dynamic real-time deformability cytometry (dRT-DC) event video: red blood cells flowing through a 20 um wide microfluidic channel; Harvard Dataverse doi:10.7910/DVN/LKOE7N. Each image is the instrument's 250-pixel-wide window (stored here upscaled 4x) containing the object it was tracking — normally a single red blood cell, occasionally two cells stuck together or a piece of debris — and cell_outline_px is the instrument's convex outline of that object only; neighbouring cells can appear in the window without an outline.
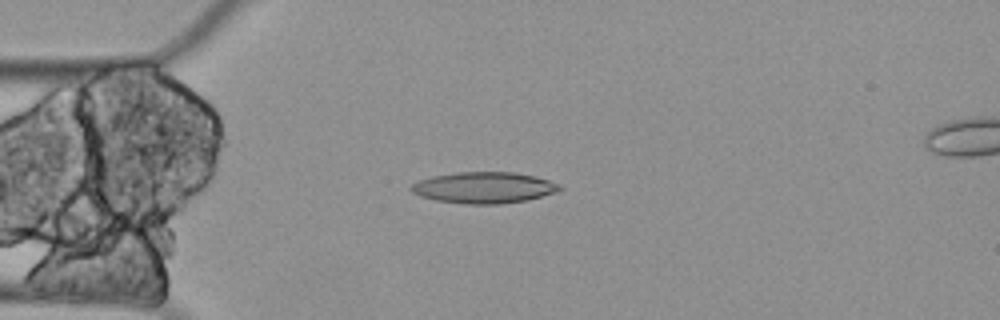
{"species": "Egyptian fruit bat (a non-hibernating species)", "species_latin": "Rousettus aegyptiacus", "temperature_condition": "cold", "stored_images_in_passage": 3, "camera_frame_rate_fps": 3000, "um_per_image_px": 0.085, "animal": {"sex": "female"}, "frame": {"image": 1, "passage_image": 2, "time_ms": 0.333, "image_size_px": [1000, 320], "cell_outline_px": [[564, 188], [556, 192], [528, 200], [500, 204], [468, 204], [436, 200], [420, 196], [412, 192], [408, 188], [412, 184], [420, 180], [432, 176], [456, 172], [516, 172], [536, 176], [560, 184]], "centroid_in_image_um": [41.15, 15.94], "position_along_channel_um": 43.8, "area_um2": 27.17}}